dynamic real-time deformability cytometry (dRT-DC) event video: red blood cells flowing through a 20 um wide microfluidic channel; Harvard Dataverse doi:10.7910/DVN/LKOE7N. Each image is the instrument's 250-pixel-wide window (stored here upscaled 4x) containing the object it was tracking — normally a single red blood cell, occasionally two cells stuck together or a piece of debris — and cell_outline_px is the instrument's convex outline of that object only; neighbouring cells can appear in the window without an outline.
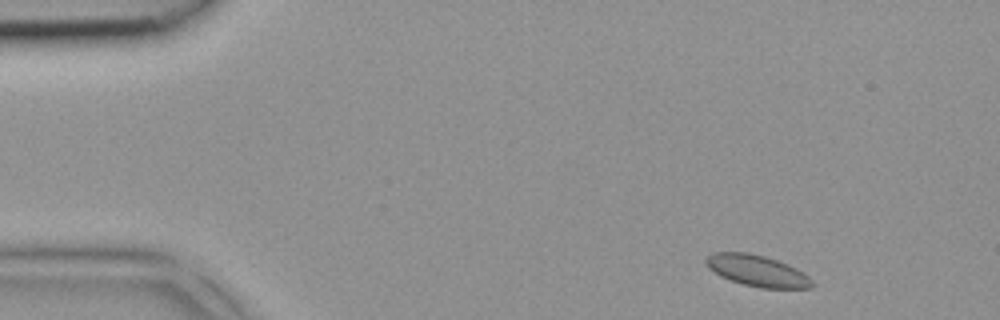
{"species": "common noctule bat (a hibernating species)", "species_latin": "Nyctalus noctula", "temperature_condition": "room temperature", "stored_images_in_passage": 3, "camera_frame_rate_fps": 3000, "um_per_image_px": 0.085, "animal": {"sex": "female", "body_mass_g": 18.4}, "frame": {"image": 1, "passage_image": 1, "time_ms": 0.0, "image_size_px": [1000, 320], "cell_outline_px": [[816, 284], [812, 288], [760, 288], [744, 284], [720, 276], [708, 268], [704, 264], [704, 260], [712, 252], [748, 252], [764, 256], [788, 264], [804, 272]], "centroid_in_image_um": [64.36, 23.01], "position_along_channel_um": 20.6, "area_um2": 19.48}}